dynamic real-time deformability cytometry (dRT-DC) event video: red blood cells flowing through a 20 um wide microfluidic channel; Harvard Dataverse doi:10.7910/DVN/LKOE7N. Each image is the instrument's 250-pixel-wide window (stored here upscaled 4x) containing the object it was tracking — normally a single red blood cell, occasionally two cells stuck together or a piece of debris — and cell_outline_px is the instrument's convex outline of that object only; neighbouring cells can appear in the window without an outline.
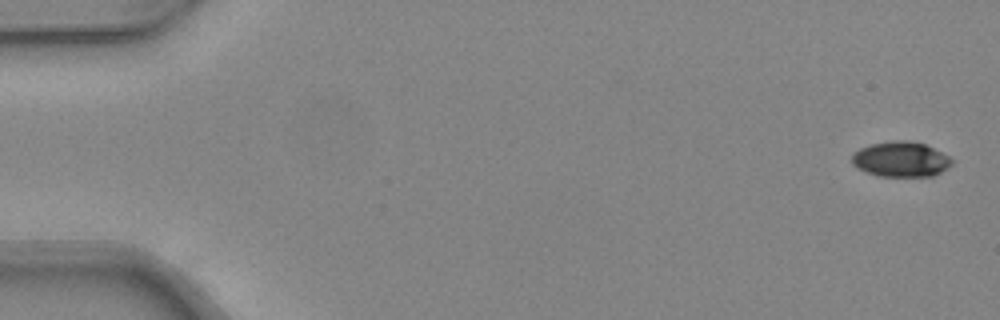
{"species": "common noctule bat (a hibernating species)", "species_latin": "Nyctalus noctula", "temperature_condition": "warm", "stored_images_in_passage": 48, "camera_frame_rate_fps": 3000, "um_per_image_px": 0.085, "animal": {"sex": "female", "body_mass_g": 24.6, "forearm_length_mm": 56.2}, "frame": {"image": 1, "passage_image": 1, "time_ms": 0.0, "image_size_px": [1000, 320], "cell_outline_px": [[952, 164], [948, 168], [932, 176], [880, 176], [856, 168], [852, 164], [852, 152], [860, 148], [872, 144], [892, 140], [908, 140], [924, 144], [948, 156], [952, 160]], "centroid_in_image_um": [76.54, 13.53], "position_along_channel_um": 8.5, "area_um2": 20.4}}
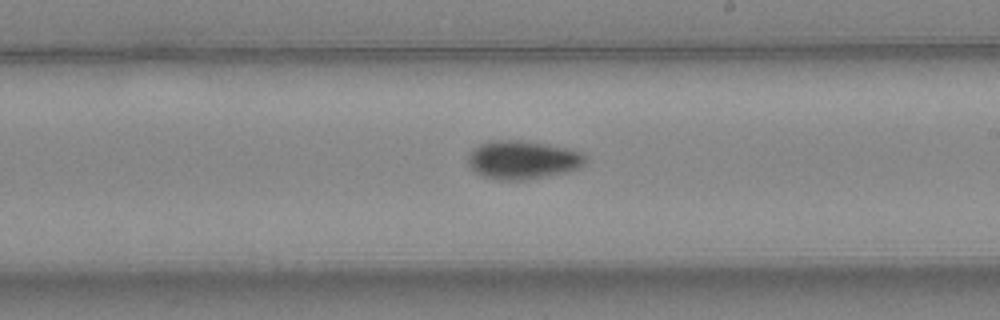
{"frame": {"image": 2, "passage_image": 28, "time_ms": 9.0, "image_size_px": [1000, 320], "cell_outline_px": [[588, 160], [580, 168], [568, 172], [524, 180], [500, 180], [484, 176], [476, 172], [468, 164], [468, 152], [472, 148], [488, 140], [520, 140], [548, 144], [568, 148], [580, 152], [588, 156]], "centroid_in_image_um": [44.44, 13.58], "position_along_channel_um": 244.6, "area_um2": 26.65}}
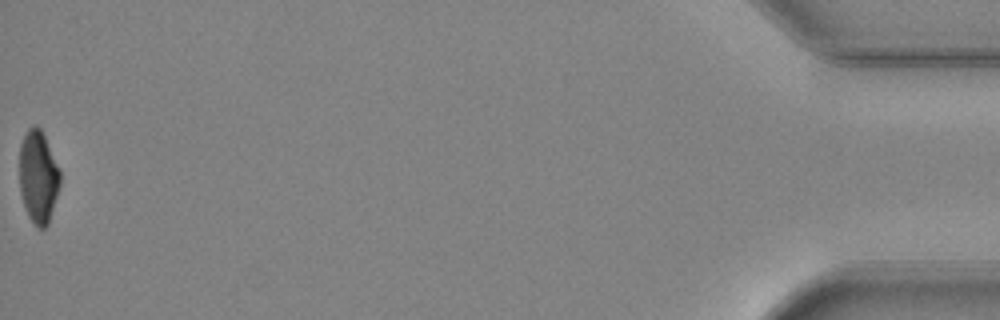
{"frame": {"image": 3, "passage_image": 48, "time_ms": 15.667, "image_size_px": [1000, 320], "cell_outline_px": [[60, 184], [48, 224], [44, 228], [40, 228], [28, 216], [20, 192], [20, 144], [28, 128], [32, 124], [36, 124], [40, 128], [44, 136], [60, 172]], "centroid_in_image_um": [3.24, 15.0], "position_along_channel_um": 432.0, "area_um2": 21.5}, "authors_computed_cell_mechanics": {"area_um2": 23.4668, "velocity_mm_per_s": 4.346, "shape_relaxation_time_tau1_ms": 3.9386, "shape_relaxation_time_tau2_ms": 9.767, "deformation_change_tau1": 0.1468, "deformation_change_tau2": 0.1394}}